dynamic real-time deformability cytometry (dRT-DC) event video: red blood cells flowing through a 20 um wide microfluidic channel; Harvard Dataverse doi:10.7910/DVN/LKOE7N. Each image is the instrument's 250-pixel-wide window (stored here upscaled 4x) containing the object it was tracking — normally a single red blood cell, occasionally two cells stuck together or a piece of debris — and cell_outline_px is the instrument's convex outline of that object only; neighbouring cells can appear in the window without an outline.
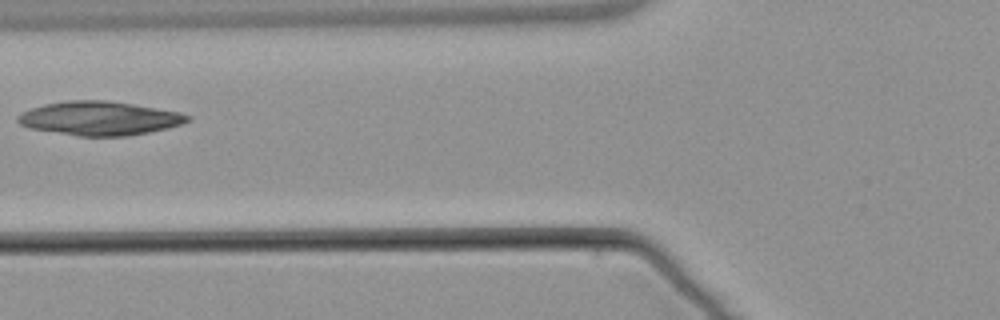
{"species": "common noctule bat (a hibernating species)", "species_latin": "Nyctalus noctula", "temperature_condition": "warm", "stored_images_in_passage": 6, "camera_frame_rate_fps": 3000, "um_per_image_px": 0.085, "animal": {"sex": "male", "body_mass_g": 21.5, "forearm_length_mm": 52.0}, "frame": {"image": 1, "passage_image": 5, "time_ms": 5.0, "image_size_px": [1000, 320], "cell_outline_px": [[192, 120], [168, 128], [128, 136], [80, 136], [28, 128], [20, 124], [16, 120], [16, 116], [32, 108], [44, 104], [68, 100], [104, 100], [132, 104], [180, 112], [192, 116]], "centroid_in_image_um": [8.46, 10.06], "position_along_channel_um": 117.3, "area_um2": 33.41}}